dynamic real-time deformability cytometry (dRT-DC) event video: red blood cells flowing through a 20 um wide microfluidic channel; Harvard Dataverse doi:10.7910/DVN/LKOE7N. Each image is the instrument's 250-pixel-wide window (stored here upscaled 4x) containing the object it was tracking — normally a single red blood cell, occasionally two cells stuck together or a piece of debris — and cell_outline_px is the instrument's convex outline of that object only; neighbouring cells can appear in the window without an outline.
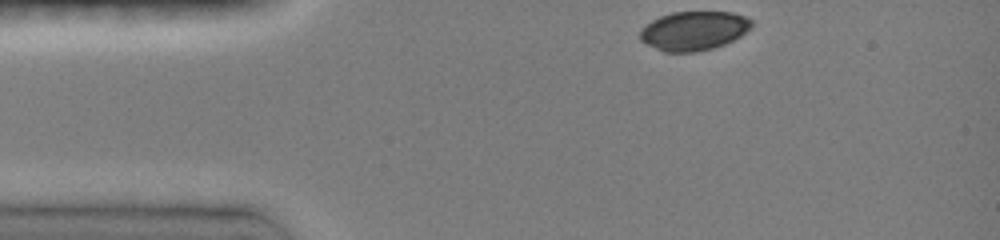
{"species": "common noctule bat (a hibernating species)", "species_latin": "Nyctalus noctula", "temperature_condition": "room temperature", "stored_images_in_passage": 29, "camera_frame_rate_fps": 3000, "um_per_image_px": 0.085, "animal": {"sex": "female", "body_mass_g": 19.0, "forearm_length_mm": 51.5}, "frame": {"image": 1, "passage_image": 1, "time_ms": 0.0, "image_size_px": [1000, 240], "cell_outline_px": [[752, 24], [740, 36], [724, 44], [712, 48], [696, 52], [664, 52], [640, 40], [640, 32], [652, 20], [660, 16], [672, 12], [732, 12], [744, 16], [752, 20]], "centroid_in_image_um": [58.97, 2.61], "position_along_channel_um": 26.0, "area_um2": 25.03}}
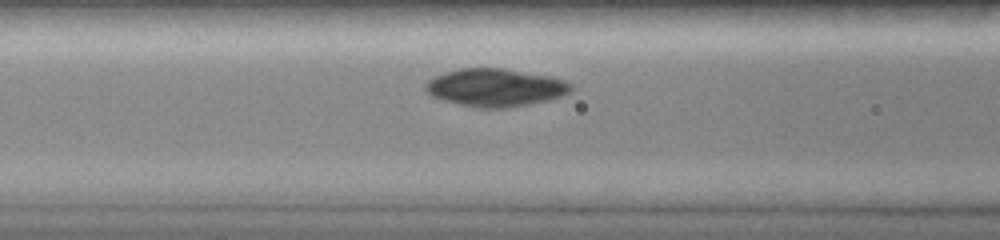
{"frame": {"image": 2, "passage_image": 20, "time_ms": 3.667, "image_size_px": [1000, 240], "cell_outline_px": [[572, 92], [564, 96], [532, 104], [508, 108], [476, 108], [444, 100], [432, 96], [424, 88], [424, 84], [428, 80], [444, 72], [460, 68], [500, 68], [552, 76], [564, 80], [572, 84]], "centroid_in_image_um": [42.14, 7.45], "position_along_channel_um": 124.5, "area_um2": 32.31}}
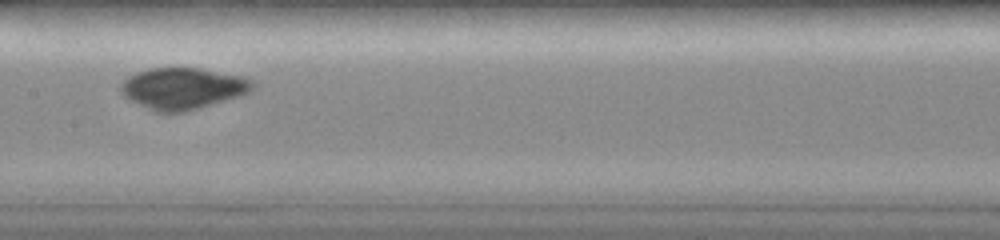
{"frame": {"image": 3, "passage_image": 28, "time_ms": 5.333, "image_size_px": [1000, 240], "cell_outline_px": [[256, 84], [248, 92], [240, 96], [200, 108], [184, 112], [152, 112], [128, 100], [120, 92], [120, 84], [128, 76], [136, 72], [152, 68], [200, 68], [244, 76], [252, 80]], "centroid_in_image_um": [15.51, 7.52], "position_along_channel_um": 191.9, "area_um2": 32.19}}